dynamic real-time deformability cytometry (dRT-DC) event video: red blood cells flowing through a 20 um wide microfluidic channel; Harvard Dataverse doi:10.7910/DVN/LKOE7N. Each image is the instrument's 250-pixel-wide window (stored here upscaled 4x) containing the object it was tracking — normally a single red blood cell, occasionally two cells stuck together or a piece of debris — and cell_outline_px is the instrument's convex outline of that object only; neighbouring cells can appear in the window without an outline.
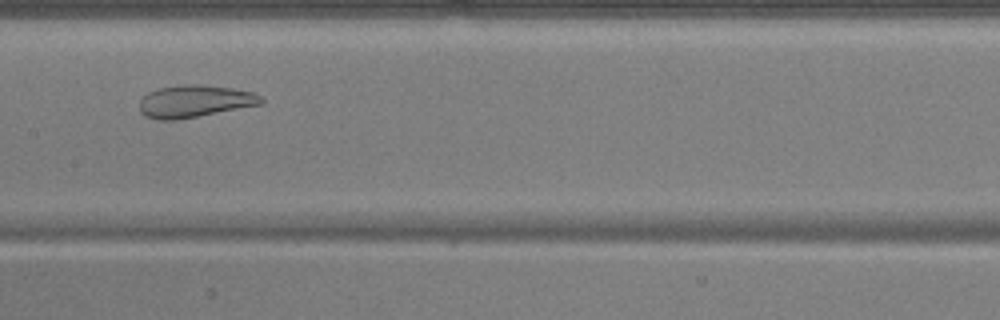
{"species": "common noctule bat (a hibernating species)", "species_latin": "Nyctalus noctula", "temperature_condition": "warm", "stored_images_in_passage": 45, "camera_frame_rate_fps": 3000, "um_per_image_px": 0.085, "animal": {"sex": "male", "body_mass_g": 17.9, "forearm_length_mm": 54.2}, "frame": {"image": 1, "passage_image": 19, "time_ms": 6.0, "image_size_px": [1000, 320], "cell_outline_px": [[264, 104], [176, 120], [156, 120], [144, 116], [140, 112], [140, 100], [148, 92], [160, 88], [192, 84], [200, 84], [232, 88], [252, 92], [260, 96], [264, 100]], "centroid_in_image_um": [16.55, 8.62], "position_along_channel_um": 190.8, "area_um2": 22.83}}
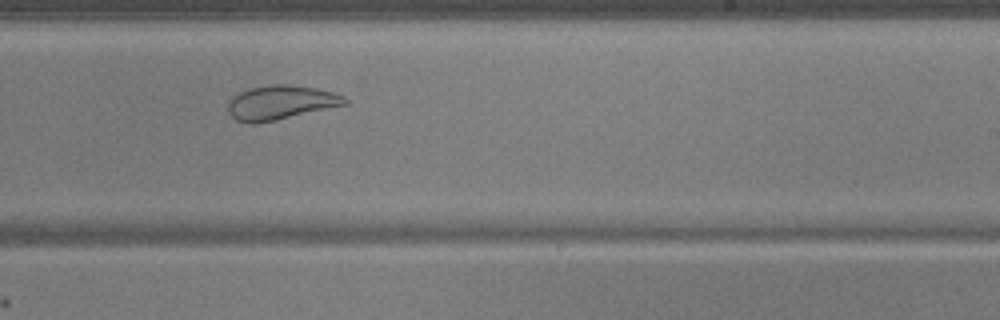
{"frame": {"image": 2, "passage_image": 25, "time_ms": 8.0, "image_size_px": [1000, 320], "cell_outline_px": [[348, 104], [276, 120], [252, 124], [248, 124], [236, 120], [228, 112], [228, 100], [236, 92], [252, 88], [272, 84], [288, 84], [316, 88], [332, 92], [344, 96], [348, 100]], "centroid_in_image_um": [23.83, 8.71], "position_along_channel_um": 265.2, "area_um2": 23.41}}
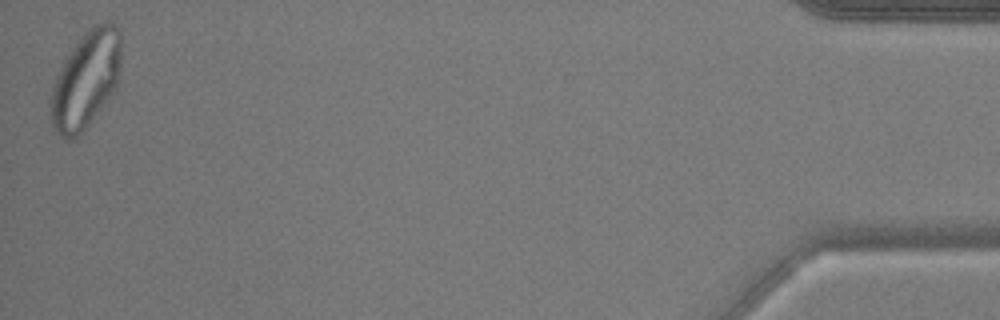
{"frame": {"image": 3, "passage_image": 45, "time_ms": 14.667, "image_size_px": [1000, 320], "cell_outline_px": [[120, 68], [116, 84], [104, 104], [84, 128], [76, 136], [68, 140], [64, 140], [52, 128], [52, 88], [56, 76], [60, 68], [76, 44], [96, 24], [112, 24], [120, 32]], "centroid_in_image_um": [7.29, 6.82], "position_along_channel_um": 427.9, "area_um2": 38.15}}